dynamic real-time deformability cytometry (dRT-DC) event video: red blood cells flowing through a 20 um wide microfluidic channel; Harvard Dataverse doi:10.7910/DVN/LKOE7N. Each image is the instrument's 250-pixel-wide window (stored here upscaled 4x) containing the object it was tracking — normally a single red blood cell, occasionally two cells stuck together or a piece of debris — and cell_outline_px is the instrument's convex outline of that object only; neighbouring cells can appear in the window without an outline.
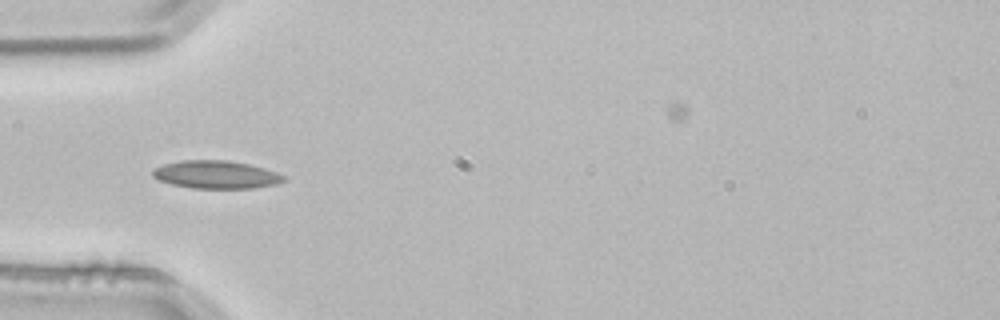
{"species": "common noctule bat (a hibernating species)", "species_latin": "Nyctalus noctula", "temperature_condition": "room temperature", "stored_images_in_passage": 2, "camera_frame_rate_fps": 3000, "um_per_image_px": 0.085, "animal": {"sex": "male", "body_mass_g": 21.5, "forearm_length_mm": 52.0}, "frame": {"image": 1, "passage_image": 2, "time_ms": 0.333, "image_size_px": [1000, 320], "cell_outline_px": [[288, 180], [276, 184], [252, 188], [192, 188], [172, 184], [160, 180], [152, 176], [152, 168], [164, 164], [180, 160], [228, 160], [248, 164], [264, 168], [276, 172], [284, 176]], "centroid_in_image_um": [18.36, 14.83], "position_along_channel_um": 66.6, "area_um2": 21.33}}